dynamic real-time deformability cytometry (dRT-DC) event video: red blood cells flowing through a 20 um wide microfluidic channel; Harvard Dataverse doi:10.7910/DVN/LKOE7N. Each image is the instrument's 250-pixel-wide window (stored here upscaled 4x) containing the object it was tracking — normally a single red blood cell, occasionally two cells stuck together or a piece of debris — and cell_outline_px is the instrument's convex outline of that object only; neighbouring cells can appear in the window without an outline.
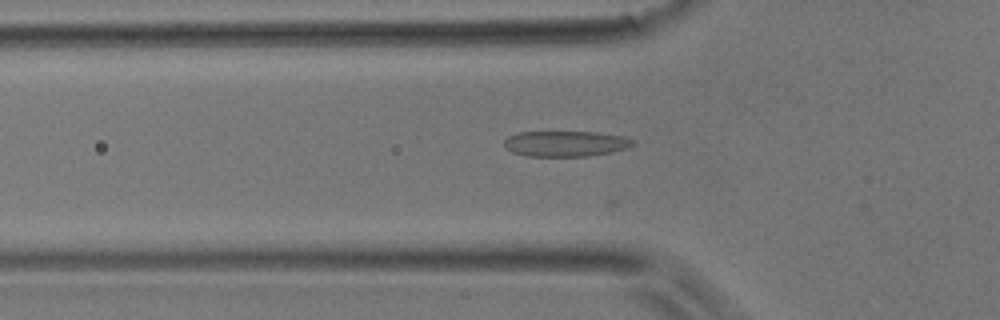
{"species": "common noctule bat (a hibernating species)", "species_latin": "Nyctalus noctula", "temperature_condition": "room temperature", "stored_images_in_passage": 50, "camera_frame_rate_fps": 3000, "um_per_image_px": 0.085, "animal": {"sex": "male", "body_mass_g": 17.9}, "frame": {"image": 1, "passage_image": 18, "time_ms": 5.667, "image_size_px": [1000, 320], "cell_outline_px": [[636, 140], [628, 148], [612, 152], [588, 156], [528, 156], [512, 152], [504, 144], [504, 140], [508, 136], [516, 132], [596, 132], [620, 136]], "centroid_in_image_um": [48.06, 12.21], "position_along_channel_um": 77.7, "area_um2": 19.13}}
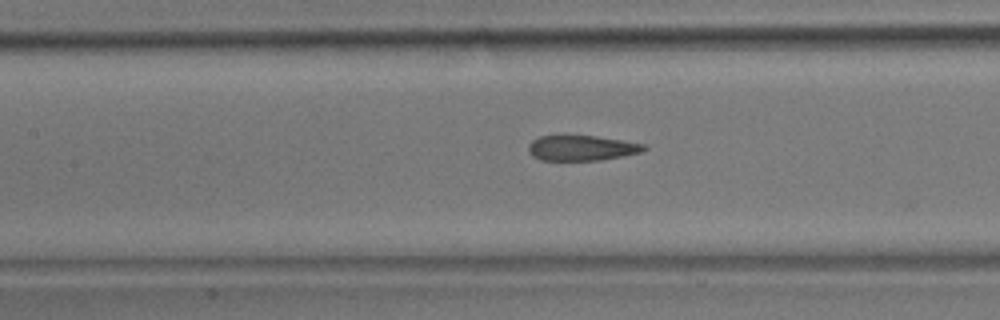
{"frame": {"image": 2, "passage_image": 24, "time_ms": 7.667, "image_size_px": [1000, 320], "cell_outline_px": [[648, 148], [640, 152], [624, 156], [600, 160], [540, 160], [532, 156], [528, 152], [528, 144], [532, 140], [540, 136], [564, 132], [596, 136], [648, 144]], "centroid_in_image_um": [49.4, 12.53], "position_along_channel_um": 158.0, "area_um2": 17.92}}
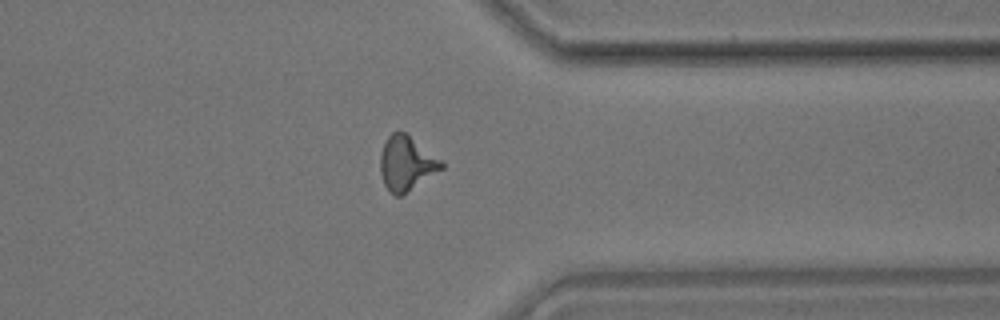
{"frame": {"image": 3, "passage_image": 41, "time_ms": 13.333, "image_size_px": [1000, 320], "cell_outline_px": [[444, 168], [400, 196], [396, 196], [384, 184], [380, 172], [380, 152], [388, 136], [392, 132], [404, 132], [444, 160]], "centroid_in_image_um": [34.57, 13.87], "position_along_channel_um": 376.8, "area_um2": 19.31}, "authors_computed_cell_mechanics": {"area_um2": 18.2937, "velocity_mm_per_s": 3.9551, "shape_relaxation_time_tau1_ms": null, "shape_relaxation_time_tau2_ms": 1.4055, "deformation_change_tau1": null, "deformation_change_tau2": 0.0964}}